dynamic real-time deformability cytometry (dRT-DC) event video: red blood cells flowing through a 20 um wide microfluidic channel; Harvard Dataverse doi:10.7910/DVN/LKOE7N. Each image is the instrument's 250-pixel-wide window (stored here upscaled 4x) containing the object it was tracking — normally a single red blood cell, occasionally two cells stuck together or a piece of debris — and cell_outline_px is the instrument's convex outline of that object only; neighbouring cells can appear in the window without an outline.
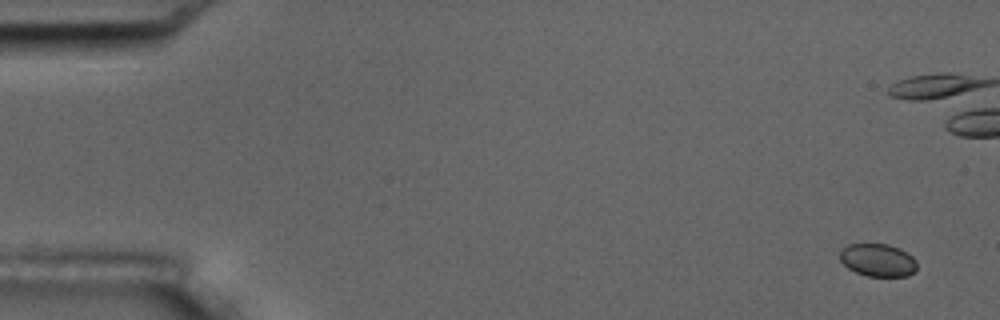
{"species": "common noctule bat (a hibernating species)", "species_latin": "Nyctalus noctula", "temperature_condition": "room temperature", "stored_images_in_passage": 6, "camera_frame_rate_fps": 3000, "um_per_image_px": 0.085, "animal": {"sex": "male", "body_mass_g": 17.5, "forearm_length_mm": 52.3}, "frame": {"image": 1, "passage_image": 1, "time_ms": 0.0, "image_size_px": [1000, 320], "cell_outline_px": [[916, 268], [908, 276], [868, 276], [856, 272], [848, 268], [840, 260], [840, 248], [848, 244], [888, 244], [900, 248], [908, 252], [916, 260]], "centroid_in_image_um": [74.61, 22.09], "position_along_channel_um": 10.4, "area_um2": 14.8}}